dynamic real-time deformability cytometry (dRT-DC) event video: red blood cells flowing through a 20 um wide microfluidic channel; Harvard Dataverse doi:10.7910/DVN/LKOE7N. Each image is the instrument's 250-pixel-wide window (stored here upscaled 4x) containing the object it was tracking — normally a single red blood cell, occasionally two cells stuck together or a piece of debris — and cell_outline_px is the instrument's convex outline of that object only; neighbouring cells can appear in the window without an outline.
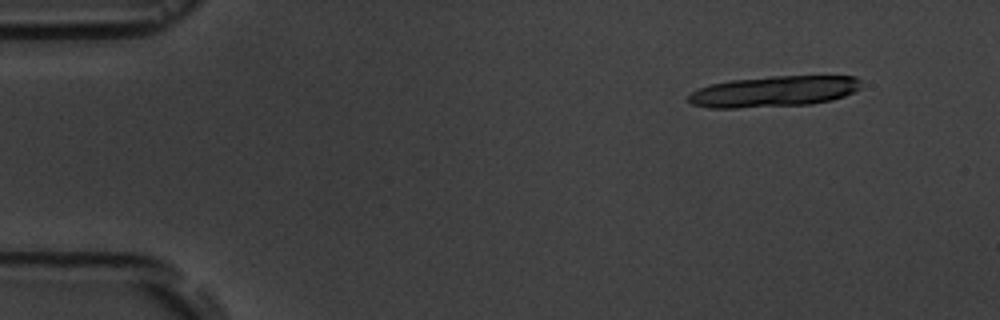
{"species": "common noctule bat (a hibernating species)", "species_latin": "Nyctalus noctula", "temperature_condition": "room temperature", "stored_images_in_passage": 6, "camera_frame_rate_fps": 3000, "um_per_image_px": 0.085, "animal": {"sex": "male", "body_mass_g": 19.5, "forearm_length_mm": 54.6}, "frame": {"image": 1, "passage_image": 2, "time_ms": 1.333, "image_size_px": [1000, 320], "cell_outline_px": [[860, 88], [844, 96], [832, 100], [812, 104], [736, 108], [708, 108], [692, 104], [688, 100], [688, 96], [692, 92], [700, 88], [712, 84], [728, 80], [772, 76], [856, 76], [860, 80]], "centroid_in_image_um": [65.77, 7.77], "position_along_channel_um": 19.2, "area_um2": 31.1}}